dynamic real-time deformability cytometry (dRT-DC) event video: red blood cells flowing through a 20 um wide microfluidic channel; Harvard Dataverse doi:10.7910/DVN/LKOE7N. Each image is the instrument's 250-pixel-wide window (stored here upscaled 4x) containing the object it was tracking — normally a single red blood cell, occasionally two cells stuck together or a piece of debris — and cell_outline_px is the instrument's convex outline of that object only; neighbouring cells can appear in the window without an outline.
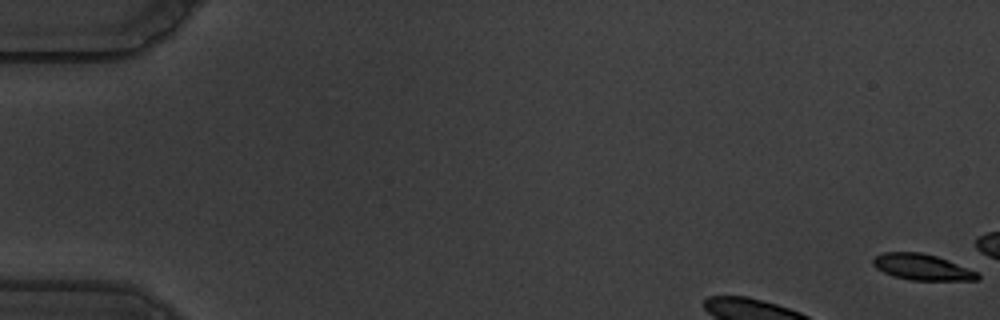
{"species": "common noctule bat (a hibernating species)", "species_latin": "Nyctalus noctula", "temperature_condition": "warm", "stored_images_in_passage": 11, "camera_frame_rate_fps": 3000, "um_per_image_px": 0.085, "animal": {"sex": "male", "body_mass_g": 19.5, "forearm_length_mm": 54.6}, "frame": {"image": 1, "passage_image": 1, "time_ms": 0.0, "image_size_px": [1000, 320], "cell_outline_px": [[980, 280], [912, 280], [892, 276], [876, 268], [872, 264], [872, 260], [876, 256], [884, 252], [920, 252], [936, 256], [948, 260], [976, 272], [980, 276]], "centroid_in_image_um": [78.35, 22.7], "position_along_channel_um": 6.7, "area_um2": 15.72}}